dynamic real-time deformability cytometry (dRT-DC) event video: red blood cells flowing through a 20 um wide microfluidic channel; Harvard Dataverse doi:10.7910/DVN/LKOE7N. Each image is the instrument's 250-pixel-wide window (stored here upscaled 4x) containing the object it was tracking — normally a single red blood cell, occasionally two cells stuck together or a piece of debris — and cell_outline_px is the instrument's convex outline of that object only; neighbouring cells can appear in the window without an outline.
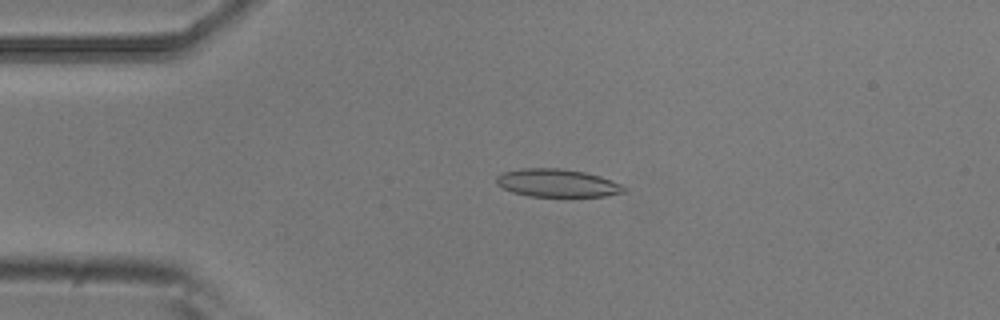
{"species": "common noctule bat (a hibernating species)", "species_latin": "Nyctalus noctula", "temperature_condition": "room temperature", "stored_images_in_passage": 5, "camera_frame_rate_fps": 3000, "um_per_image_px": 0.085, "animal": {"sex": "male", "body_mass_g": 20.5, "forearm_length_mm": 52.5}, "frame": {"image": 1, "passage_image": 3, "time_ms": 0.667, "image_size_px": [1000, 320], "cell_outline_px": [[628, 188], [624, 192], [604, 196], [528, 196], [512, 192], [496, 184], [496, 176], [504, 172], [524, 168], [560, 168], [584, 172], [600, 176], [620, 184]], "centroid_in_image_um": [47.35, 15.55], "position_along_channel_um": 37.6, "area_um2": 20.63}}
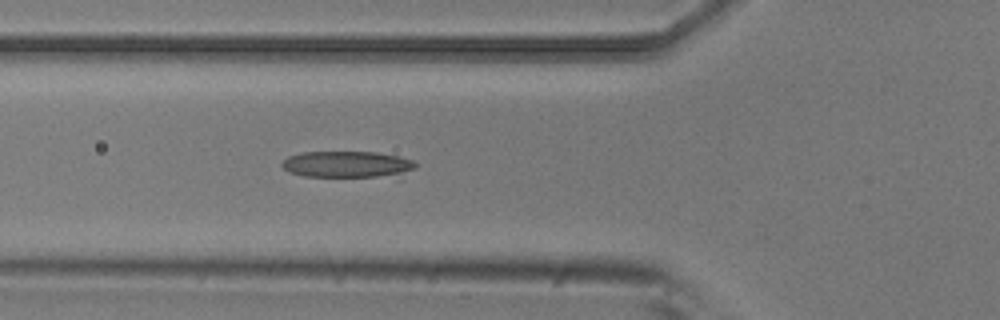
{"frame": {"image": 2, "passage_image": 5, "time_ms": 1.333, "image_size_px": [1000, 320], "cell_outline_px": [[416, 168], [400, 172], [376, 176], [304, 176], [288, 172], [280, 164], [288, 156], [304, 152], [376, 152], [400, 156], [412, 160], [416, 164]], "centroid_in_image_um": [29.42, 13.94], "position_along_channel_um": 96.4, "area_um2": 20.0}}